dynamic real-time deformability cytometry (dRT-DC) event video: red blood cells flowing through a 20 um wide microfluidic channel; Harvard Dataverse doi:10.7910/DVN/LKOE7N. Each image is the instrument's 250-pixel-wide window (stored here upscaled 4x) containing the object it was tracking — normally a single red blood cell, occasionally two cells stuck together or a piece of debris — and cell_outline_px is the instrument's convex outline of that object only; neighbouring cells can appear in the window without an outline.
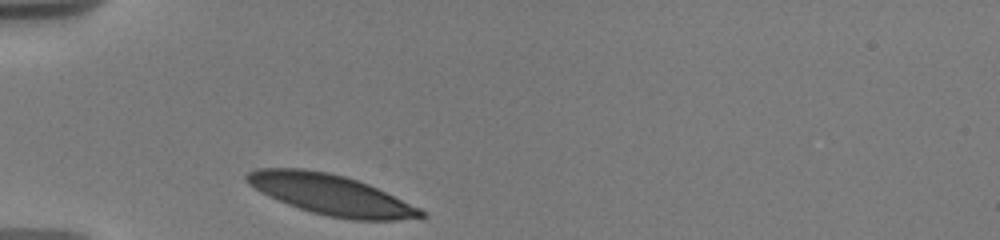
{"species": "human", "species_latin": "Homo sapiens", "temperature_condition": "warm", "stored_images_in_passage": 7, "camera_frame_rate_fps": 3000, "um_per_image_px": 0.085, "donor": {"sex": "male"}, "frame": {"image": 1, "passage_image": 1, "time_ms": 0.0, "image_size_px": [1000, 240], "cell_outline_px": [[428, 216], [396, 220], [352, 220], [328, 216], [312, 212], [288, 204], [268, 196], [260, 192], [248, 184], [244, 180], [244, 176], [248, 172], [256, 168], [304, 168], [328, 172], [344, 176], [368, 184], [420, 208]], "centroid_in_image_um": [28.08, 16.54], "position_along_channel_um": 56.9, "area_um2": 40.81}}
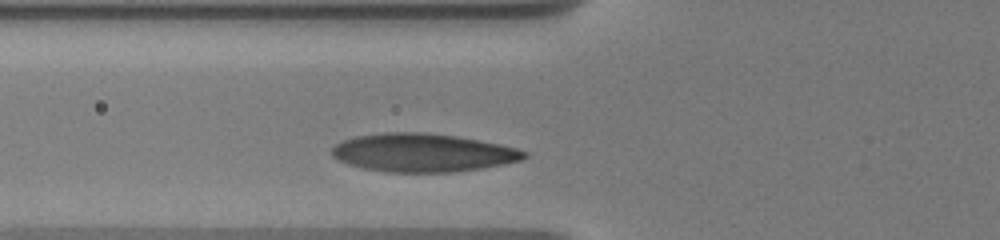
{"frame": {"image": 2, "passage_image": 4, "time_ms": 1.333, "image_size_px": [1000, 240], "cell_outline_px": [[528, 156], [520, 160], [504, 164], [480, 168], [452, 172], [388, 172], [364, 168], [348, 164], [332, 156], [332, 148], [336, 144], [344, 140], [356, 136], [388, 132], [420, 132], [456, 136], [480, 140], [500, 144], [516, 148], [528, 152]], "centroid_in_image_um": [35.95, 12.98], "position_along_channel_um": 89.8, "area_um2": 42.66}}
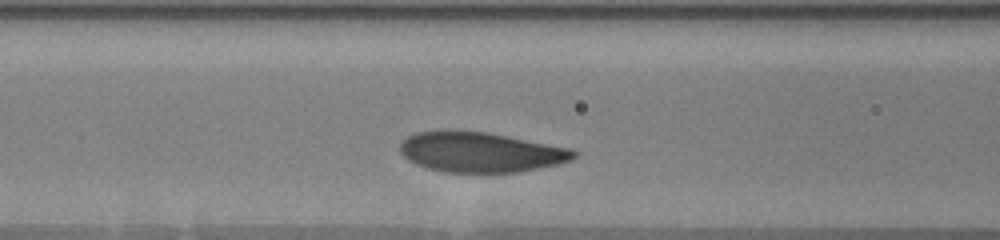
{"frame": {"image": 3, "passage_image": 6, "time_ms": 2.333, "image_size_px": [1000, 240], "cell_outline_px": [[576, 156], [572, 160], [560, 164], [520, 172], [444, 172], [428, 168], [416, 164], [408, 160], [400, 152], [400, 144], [408, 136], [416, 132], [488, 132], [568, 148], [576, 152]], "centroid_in_image_um": [40.87, 12.96], "position_along_channel_um": 125.7, "area_um2": 39.94}}